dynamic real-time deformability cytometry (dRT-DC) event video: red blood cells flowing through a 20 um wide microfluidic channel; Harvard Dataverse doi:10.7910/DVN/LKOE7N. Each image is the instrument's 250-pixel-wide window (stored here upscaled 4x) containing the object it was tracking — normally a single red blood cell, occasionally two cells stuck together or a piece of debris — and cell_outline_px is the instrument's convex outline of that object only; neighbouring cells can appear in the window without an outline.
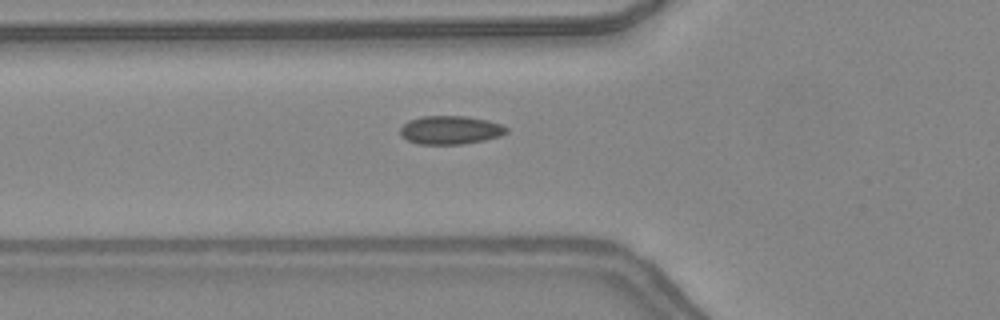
{"species": "common noctule bat (a hibernating species)", "species_latin": "Nyctalus noctula", "temperature_condition": "warm", "stored_images_in_passage": 48, "camera_frame_rate_fps": 3000, "um_per_image_px": 0.085, "animal": {"sex": "female", "body_mass_g": 24.6, "forearm_length_mm": 56.2}, "frame": {"image": 1, "passage_image": 18, "time_ms": 5.667, "image_size_px": [1000, 320], "cell_outline_px": [[508, 132], [500, 136], [484, 140], [460, 144], [420, 144], [408, 140], [400, 136], [400, 128], [408, 120], [420, 116], [464, 116], [488, 120], [500, 124], [508, 128]], "centroid_in_image_um": [38.27, 11.04], "position_along_channel_um": 87.5, "area_um2": 17.63}}
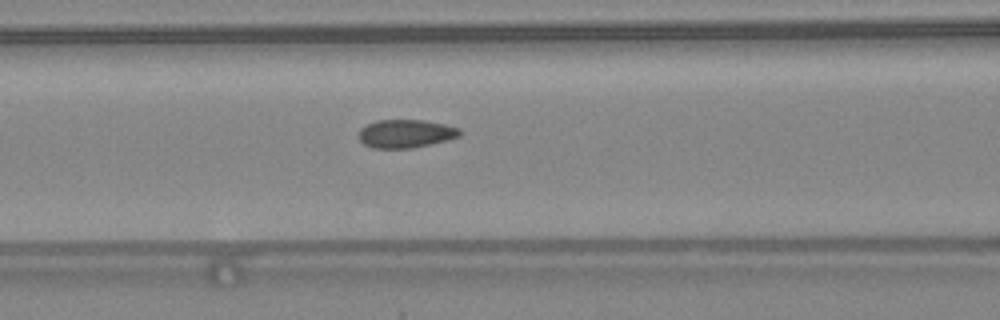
{"frame": {"image": 2, "passage_image": 21, "time_ms": 6.667, "image_size_px": [1000, 320], "cell_outline_px": [[460, 136], [448, 140], [412, 148], [372, 148], [364, 144], [360, 140], [360, 128], [376, 120], [424, 120], [444, 124], [460, 128]], "centroid_in_image_um": [34.5, 11.36], "position_along_channel_um": 132.1, "area_um2": 16.59}}
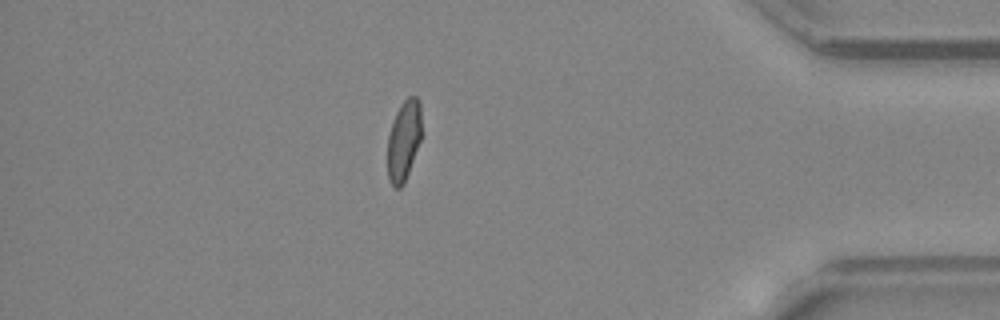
{"frame": {"image": 3, "passage_image": 42, "time_ms": 13.667, "image_size_px": [1000, 320], "cell_outline_px": [[420, 140], [404, 184], [400, 188], [396, 188], [388, 180], [388, 136], [392, 120], [400, 104], [408, 96], [416, 96], [420, 100]], "centroid_in_image_um": [34.3, 11.92], "position_along_channel_um": 400.9, "area_um2": 15.84}}